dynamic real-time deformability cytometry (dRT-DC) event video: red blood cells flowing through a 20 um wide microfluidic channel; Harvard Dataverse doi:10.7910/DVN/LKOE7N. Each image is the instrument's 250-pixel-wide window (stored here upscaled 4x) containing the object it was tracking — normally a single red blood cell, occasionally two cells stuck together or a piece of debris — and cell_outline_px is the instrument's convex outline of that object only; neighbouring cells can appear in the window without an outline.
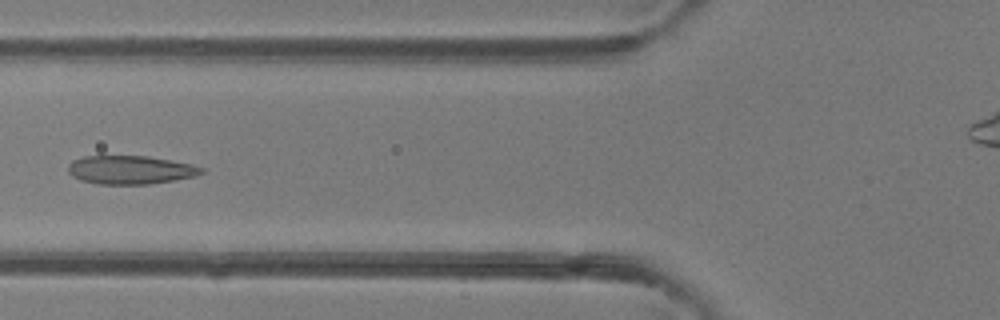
{"species": "common noctule bat (a hibernating species)", "species_latin": "Nyctalus noctula", "temperature_condition": "room temperature", "stored_images_in_passage": 37, "camera_frame_rate_fps": 3000, "um_per_image_px": 0.085, "animal": {"sex": "female"}, "frame": {"image": 1, "passage_image": 10, "time_ms": 3.0, "image_size_px": [1000, 320], "cell_outline_px": [[204, 172], [196, 176], [148, 184], [96, 184], [80, 180], [72, 176], [68, 172], [68, 164], [72, 160], [84, 156], [148, 156], [192, 164], [204, 168]], "centroid_in_image_um": [11.06, 14.43], "position_along_channel_um": 114.7, "area_um2": 22.2}}
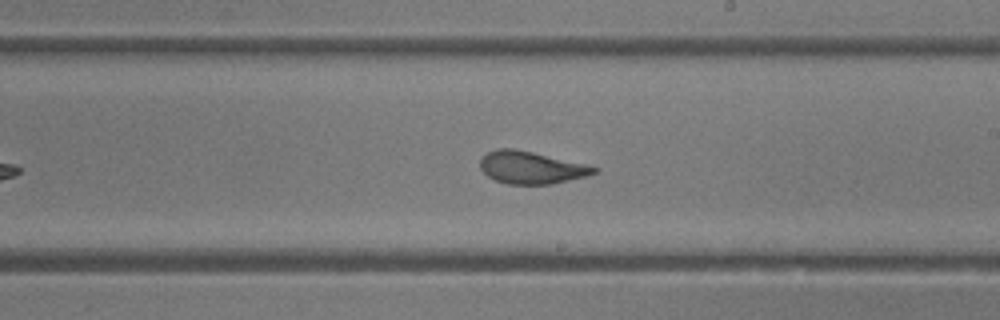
{"frame": {"image": 2, "passage_image": 19, "time_ms": 6.0, "image_size_px": [1000, 320], "cell_outline_px": [[600, 168], [596, 172], [588, 176], [552, 184], [508, 184], [496, 180], [488, 176], [480, 168], [480, 160], [488, 152], [496, 148], [512, 148], [532, 152], [584, 164]], "centroid_in_image_um": [45.15, 14.25], "position_along_channel_um": 243.9, "area_um2": 21.27}}
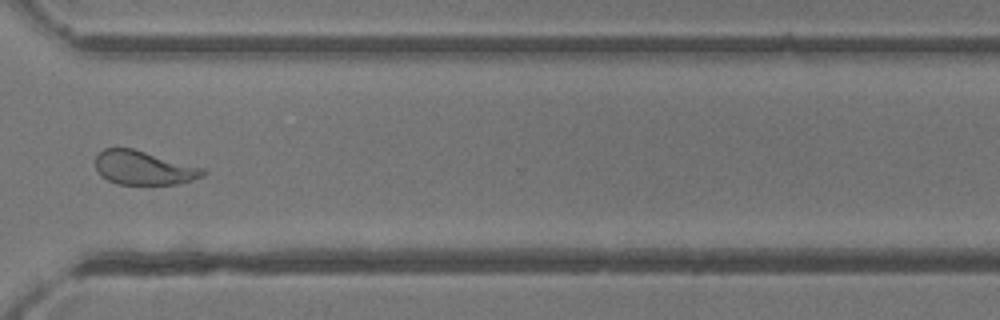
{"frame": {"image": 3, "passage_image": 27, "time_ms": 8.667, "image_size_px": [1000, 320], "cell_outline_px": [[208, 172], [204, 176], [180, 184], [116, 184], [100, 176], [96, 168], [96, 156], [104, 148], [132, 148], [204, 168]], "centroid_in_image_um": [12.23, 14.28], "position_along_channel_um": 358.4, "area_um2": 21.27}, "authors_computed_cell_mechanics": {"area_um2": 22.1374, "velocity_mm_per_s": 4.2998, "shape_relaxation_time_tau1_ms": 4.1393, "shape_relaxation_time_tau2_ms": 0.7467, "deformation_change_tau1": 0.1482, "deformation_change_tau2": 0.073}}